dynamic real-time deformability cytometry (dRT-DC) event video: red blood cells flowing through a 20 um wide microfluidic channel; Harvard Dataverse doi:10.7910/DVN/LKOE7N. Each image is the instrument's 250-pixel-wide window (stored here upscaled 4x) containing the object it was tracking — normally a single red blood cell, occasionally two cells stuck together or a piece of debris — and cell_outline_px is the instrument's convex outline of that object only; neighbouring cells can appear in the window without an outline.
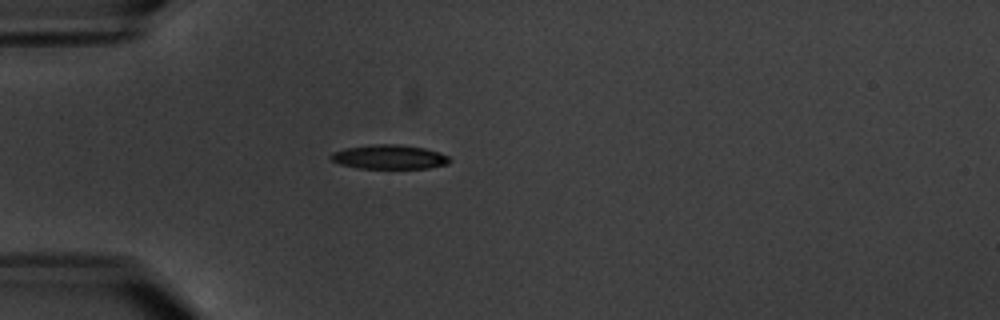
{"species": "common noctule bat (a hibernating species)", "species_latin": "Nyctalus noctula", "temperature_condition": "warm", "stored_images_in_passage": 5, "camera_frame_rate_fps": 3000, "um_per_image_px": 0.085, "animal": {"sex": "male", "body_mass_g": 20.1, "forearm_length_mm": 53.5}, "frame": {"image": 1, "passage_image": 3, "time_ms": 2.333, "image_size_px": [1000, 320], "cell_outline_px": [[452, 160], [448, 164], [428, 168], [356, 168], [340, 164], [332, 160], [328, 156], [332, 152], [344, 148], [376, 144], [396, 144], [424, 148], [440, 152], [448, 156]], "centroid_in_image_um": [33.08, 13.34], "position_along_channel_um": 51.9, "area_um2": 16.82}}